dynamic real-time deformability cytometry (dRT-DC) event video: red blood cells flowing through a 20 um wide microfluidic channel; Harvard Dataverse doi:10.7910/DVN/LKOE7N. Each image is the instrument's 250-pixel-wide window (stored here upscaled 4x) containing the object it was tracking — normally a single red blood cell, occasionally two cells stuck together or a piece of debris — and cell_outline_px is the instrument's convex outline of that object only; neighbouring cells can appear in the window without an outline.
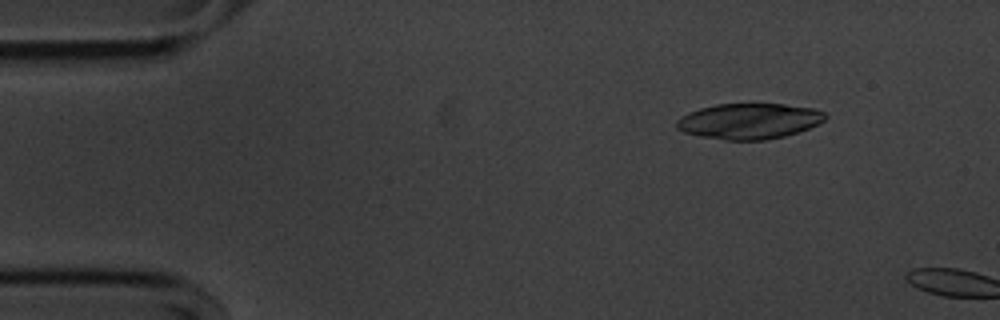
{"species": "common noctule bat (a hibernating species)", "species_latin": "Nyctalus noctula", "temperature_condition": "cold", "stored_images_in_passage": 9, "camera_frame_rate_fps": 3000, "um_per_image_px": 0.085, "animal": {"sex": "male", "body_mass_g": 20.1, "forearm_length_mm": 53.5}, "frame": {"image": 1, "passage_image": 7, "time_ms": 2.0, "image_size_px": [1000, 320], "cell_outline_px": [[828, 116], [824, 120], [808, 128], [784, 136], [764, 140], [724, 140], [700, 136], [684, 132], [676, 128], [676, 120], [680, 116], [688, 112], [700, 108], [716, 104], [784, 104], [812, 108], [824, 112]], "centroid_in_image_um": [63.63, 10.29], "position_along_channel_um": 21.4, "area_um2": 30.81}}